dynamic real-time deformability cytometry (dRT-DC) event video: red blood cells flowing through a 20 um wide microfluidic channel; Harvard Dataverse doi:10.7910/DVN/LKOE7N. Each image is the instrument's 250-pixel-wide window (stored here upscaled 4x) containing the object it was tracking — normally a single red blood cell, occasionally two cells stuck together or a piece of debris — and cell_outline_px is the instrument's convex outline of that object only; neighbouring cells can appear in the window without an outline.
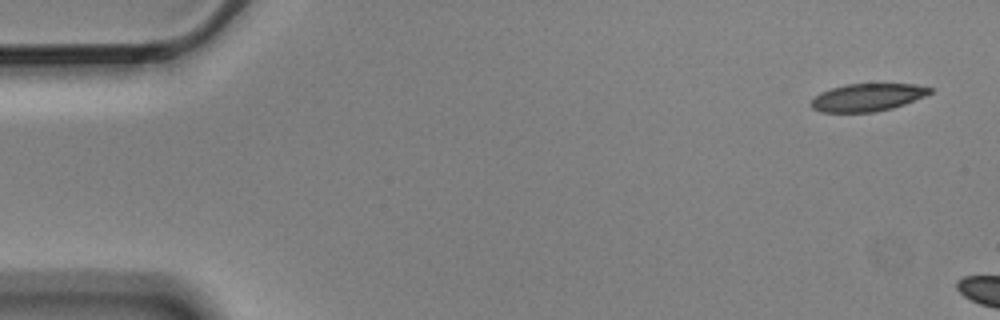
{"species": "Egyptian fruit bat (a non-hibernating species)", "species_latin": "Rousettus aegyptiacus", "temperature_condition": "cold", "stored_images_in_passage": 3, "camera_frame_rate_fps": 3000, "um_per_image_px": 0.085, "animal": {"sex": "male"}, "frame": {"image": 1, "passage_image": 1, "time_ms": 0.0, "image_size_px": [1000, 320], "cell_outline_px": [[932, 92], [924, 96], [904, 104], [892, 108], [872, 112], [820, 112], [812, 108], [812, 100], [820, 92], [832, 88], [848, 84], [916, 84], [932, 88]], "centroid_in_image_um": [73.74, 8.27], "position_along_channel_um": 11.3, "area_um2": 18.9}}